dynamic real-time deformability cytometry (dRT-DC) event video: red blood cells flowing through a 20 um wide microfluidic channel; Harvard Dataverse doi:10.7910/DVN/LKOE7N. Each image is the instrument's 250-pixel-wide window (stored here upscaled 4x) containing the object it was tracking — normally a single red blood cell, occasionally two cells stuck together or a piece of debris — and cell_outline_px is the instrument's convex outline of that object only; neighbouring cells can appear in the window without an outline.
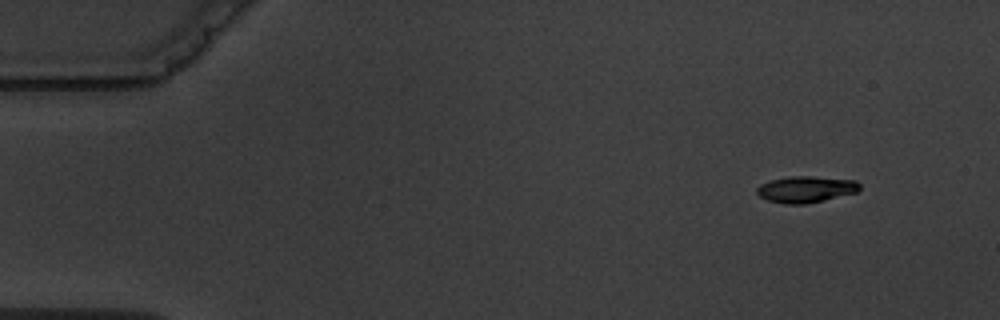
{"species": "common noctule bat (a hibernating species)", "species_latin": "Nyctalus noctula", "temperature_condition": "warm", "stored_images_in_passage": 3, "camera_frame_rate_fps": 3000, "um_per_image_px": 0.085, "animal": {"sex": "male", "body_mass_g": 19.5, "forearm_length_mm": 54.6}, "frame": {"image": 1, "passage_image": 3, "time_ms": 3.0, "image_size_px": [1000, 320], "cell_outline_px": [[860, 188], [856, 192], [824, 200], [804, 204], [784, 204], [768, 200], [760, 196], [756, 192], [756, 188], [760, 184], [772, 180], [792, 176], [812, 176], [856, 180], [860, 184]], "centroid_in_image_um": [68.5, 16.09], "position_along_channel_um": 16.5, "area_um2": 15.72}}